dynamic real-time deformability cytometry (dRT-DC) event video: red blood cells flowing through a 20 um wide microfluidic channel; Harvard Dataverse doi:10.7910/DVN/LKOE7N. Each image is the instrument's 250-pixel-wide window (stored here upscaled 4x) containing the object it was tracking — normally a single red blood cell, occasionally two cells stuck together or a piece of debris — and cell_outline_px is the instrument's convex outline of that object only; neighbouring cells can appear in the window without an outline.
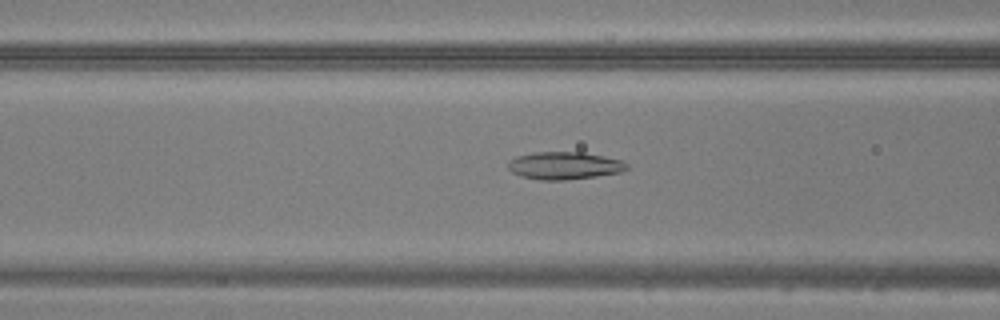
{"species": "common noctule bat (a hibernating species)", "species_latin": "Nyctalus noctula", "temperature_condition": "warm", "stored_images_in_passage": 32, "camera_frame_rate_fps": 3000, "um_per_image_px": 0.085, "animal": {"sex": "male", "body_mass_g": 20.5, "forearm_length_mm": 52.5}, "frame": {"image": 1, "passage_image": 4, "time_ms": 1.0, "image_size_px": [1000, 320], "cell_outline_px": [[628, 168], [620, 172], [596, 176], [564, 180], [540, 180], [520, 176], [512, 172], [508, 168], [508, 160], [516, 156], [536, 152], [584, 152], [624, 160], [628, 164]], "centroid_in_image_um": [47.97, 14.07], "position_along_channel_um": 118.6, "area_um2": 19.19}}
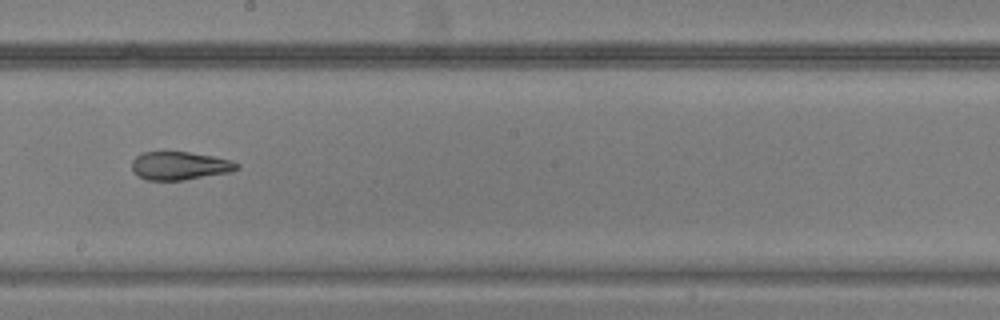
{"frame": {"image": 2, "passage_image": 12, "time_ms": 3.667, "image_size_px": [1000, 320], "cell_outline_px": [[240, 168], [232, 172], [184, 180], [148, 180], [132, 172], [132, 160], [136, 156], [144, 152], [188, 152], [212, 156], [232, 160], [240, 164]], "centroid_in_image_um": [15.31, 14.09], "position_along_channel_um": 232.9, "area_um2": 17.34}}
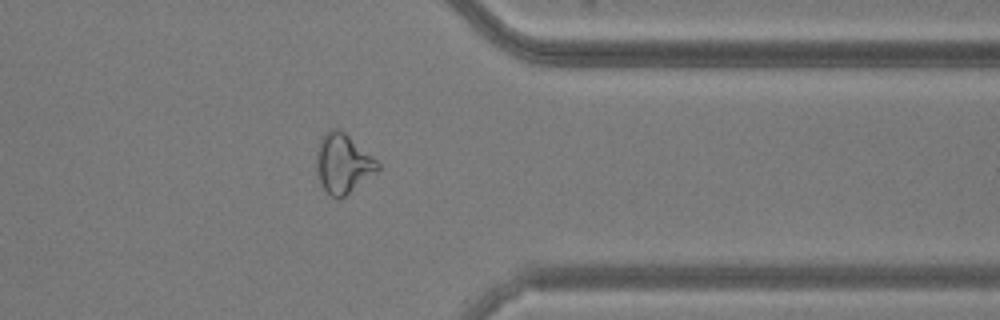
{"frame": {"image": 3, "passage_image": 23, "time_ms": 7.333, "image_size_px": [1000, 320], "cell_outline_px": [[380, 168], [376, 172], [340, 200], [336, 200], [320, 184], [316, 168], [316, 152], [320, 136], [328, 128], [336, 128], [344, 132], [372, 156], [380, 164]], "centroid_in_image_um": [29.11, 13.89], "position_along_channel_um": 382.3, "area_um2": 21.27}}